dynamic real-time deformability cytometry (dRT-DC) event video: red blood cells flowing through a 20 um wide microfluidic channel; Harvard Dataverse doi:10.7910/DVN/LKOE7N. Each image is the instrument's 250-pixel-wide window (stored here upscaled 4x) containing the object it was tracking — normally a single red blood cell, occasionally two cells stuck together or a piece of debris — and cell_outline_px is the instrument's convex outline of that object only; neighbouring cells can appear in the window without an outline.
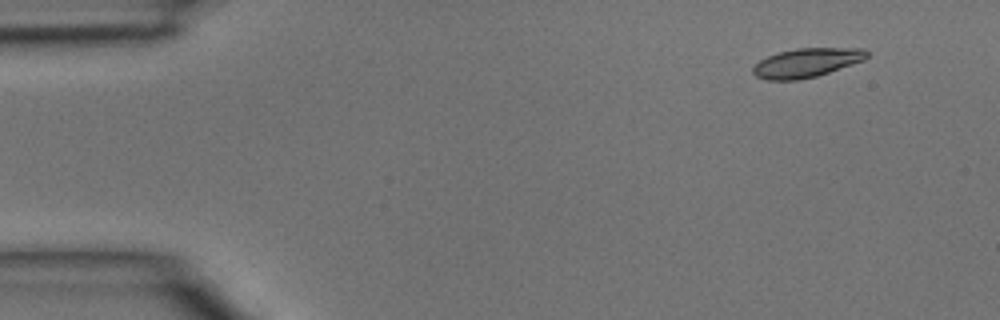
{"species": "common noctule bat (a hibernating species)", "species_latin": "Nyctalus noctula", "temperature_condition": "room temperature", "stored_images_in_passage": 4, "camera_frame_rate_fps": 3000, "um_per_image_px": 0.085, "animal": {"sex": "male", "body_mass_g": 15.6}, "frame": {"image": 1, "passage_image": 2, "time_ms": 0.333, "image_size_px": [1000, 320], "cell_outline_px": [[868, 56], [864, 60], [816, 76], [796, 80], [768, 80], [756, 76], [752, 72], [752, 68], [760, 60], [768, 56], [780, 52], [796, 48], [864, 48], [868, 52]], "centroid_in_image_um": [68.56, 5.33], "position_along_channel_um": 16.4, "area_um2": 19.07}}
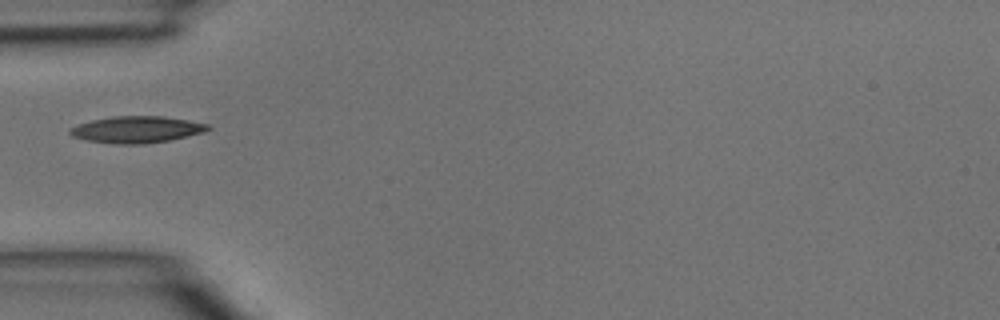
{"frame": {"image": 2, "passage_image": 4, "time_ms": 1.0, "image_size_px": [1000, 320], "cell_outline_px": [[212, 128], [204, 132], [168, 140], [144, 144], [112, 144], [88, 140], [72, 136], [68, 132], [68, 128], [92, 120], [112, 116], [164, 116], [188, 120], [208, 124]], "centroid_in_image_um": [11.61, 11.01], "position_along_channel_um": 73.4, "area_um2": 21.39}}